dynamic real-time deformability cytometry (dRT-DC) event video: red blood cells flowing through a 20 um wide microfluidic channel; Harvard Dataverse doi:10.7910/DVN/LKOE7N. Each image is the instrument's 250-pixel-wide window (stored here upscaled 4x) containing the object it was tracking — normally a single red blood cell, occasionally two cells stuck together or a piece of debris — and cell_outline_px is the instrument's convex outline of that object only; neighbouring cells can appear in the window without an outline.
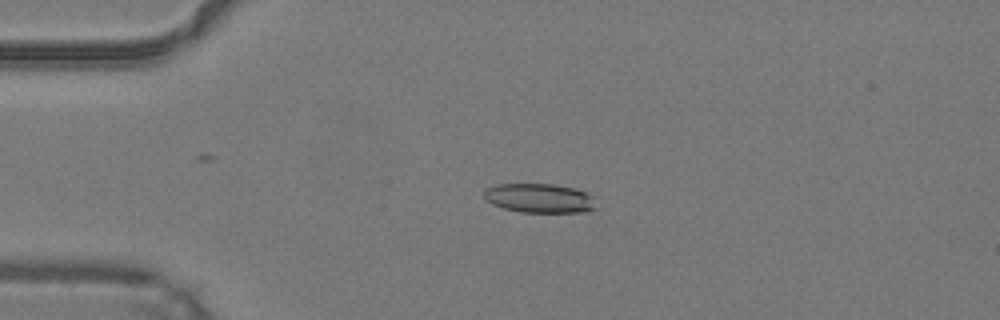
{"species": "common noctule bat (a hibernating species)", "species_latin": "Nyctalus noctula", "temperature_condition": "warm", "stored_images_in_passage": 35, "camera_frame_rate_fps": 3000, "um_per_image_px": 0.085, "animal": {"sex": "male", "body_mass_g": 19.2, "forearm_length_mm": 51.8}, "frame": {"image": 1, "passage_image": 1, "time_ms": 0.0, "image_size_px": [1000, 320], "cell_outline_px": [[596, 208], [588, 212], [520, 212], [504, 208], [492, 204], [484, 196], [484, 192], [488, 188], [496, 184], [552, 184], [572, 188], [584, 192], [592, 196]], "centroid_in_image_um": [45.86, 16.85], "position_along_channel_um": 39.1, "area_um2": 18.9}}
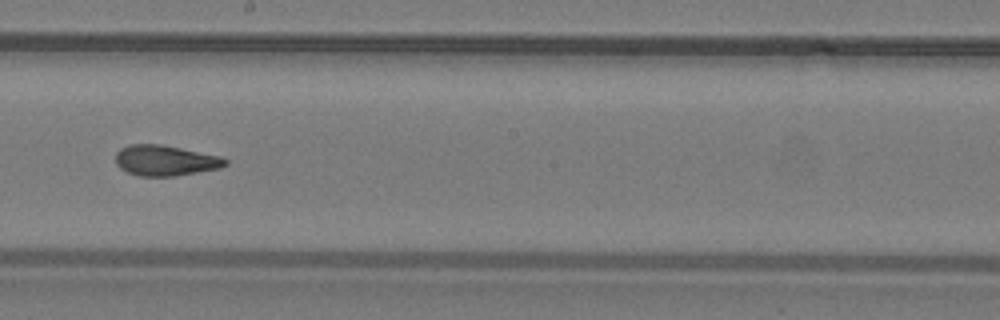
{"frame": {"image": 2, "passage_image": 17, "time_ms": 5.333, "image_size_px": [1000, 320], "cell_outline_px": [[228, 164], [220, 168], [172, 176], [140, 176], [128, 172], [120, 168], [116, 164], [116, 152], [120, 148], [128, 144], [160, 144], [220, 156], [228, 160]], "centroid_in_image_um": [14.03, 13.63], "position_along_channel_um": 234.2, "area_um2": 19.42}}
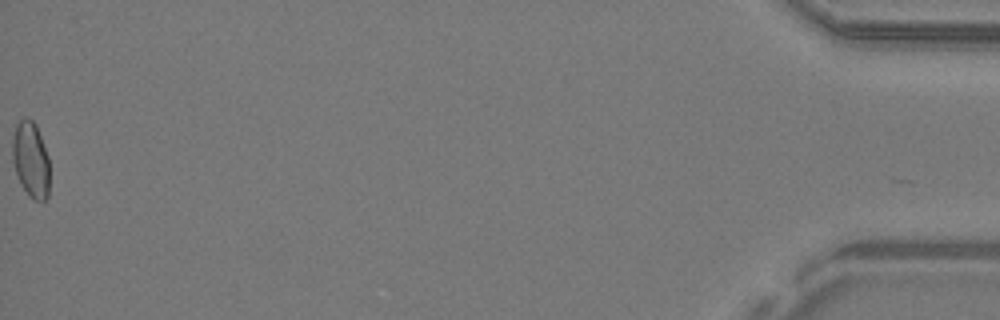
{"frame": {"image": 3, "passage_image": 35, "time_ms": 11.333, "image_size_px": [1000, 320], "cell_outline_px": [[48, 196], [44, 200], [36, 200], [28, 196], [20, 184], [12, 160], [12, 136], [16, 124], [24, 116], [28, 116], [36, 124], [48, 156]], "centroid_in_image_um": [2.59, 13.53], "position_along_channel_um": 432.6, "area_um2": 16.53}, "authors_computed_cell_mechanics": {"area_um2": 19.5942, "velocity_mm_per_s": 4.2613, "shape_relaxation_time_tau1_ms": 7.6786, "shape_relaxation_time_tau2_ms": 2.1001, "deformation_change_tau1": 0.237, "deformation_change_tau2": 0.1042}}